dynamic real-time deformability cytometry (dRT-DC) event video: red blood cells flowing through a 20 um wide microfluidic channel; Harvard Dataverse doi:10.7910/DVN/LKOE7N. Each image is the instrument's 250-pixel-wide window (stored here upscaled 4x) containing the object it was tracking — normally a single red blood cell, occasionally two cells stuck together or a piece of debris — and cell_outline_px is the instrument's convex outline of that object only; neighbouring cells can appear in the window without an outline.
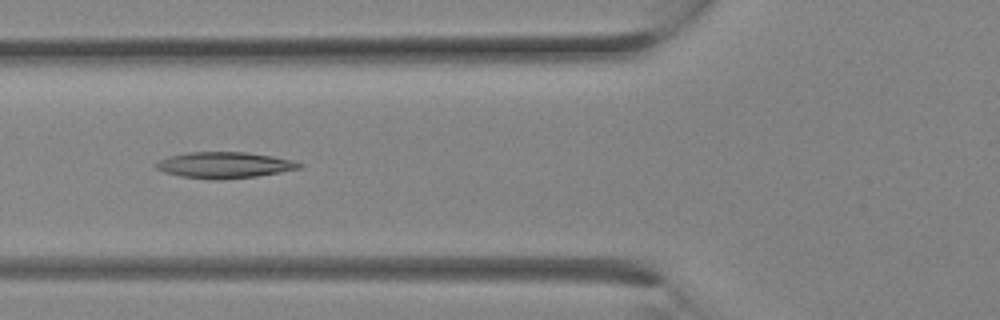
{"species": "Egyptian fruit bat (a non-hibernating species)", "species_latin": "Rousettus aegyptiacus", "temperature_condition": "room temperature", "stored_images_in_passage": 13, "camera_frame_rate_fps": 3000, "um_per_image_px": 0.085, "animal": {"sex": "female"}, "frame": {"image": 1, "passage_image": 10, "time_ms": 3.0, "image_size_px": [1000, 320], "cell_outline_px": [[304, 164], [300, 168], [280, 172], [256, 176], [220, 180], [212, 180], [180, 176], [164, 172], [156, 168], [152, 164], [168, 156], [188, 152], [248, 152], [272, 156], [292, 160]], "centroid_in_image_um": [19.04, 14.03], "position_along_channel_um": 106.8, "area_um2": 21.91}}
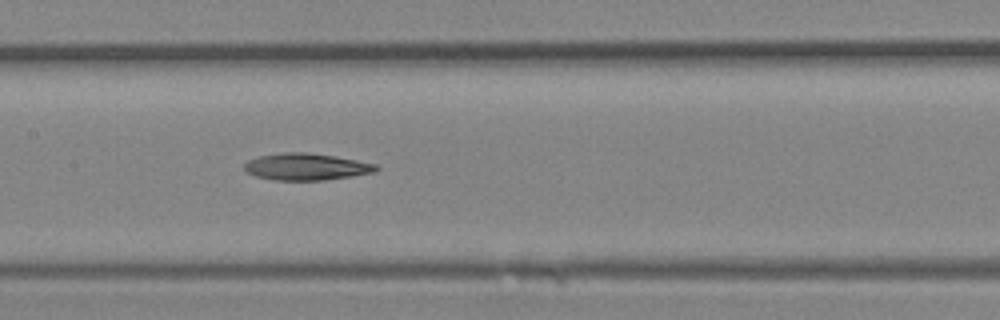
{"frame": {"image": 2, "passage_image": 13, "time_ms": 4.0, "image_size_px": [1000, 320], "cell_outline_px": [[380, 168], [376, 172], [352, 176], [324, 180], [272, 180], [256, 176], [244, 172], [244, 164], [248, 160], [260, 156], [280, 152], [308, 152], [356, 160], [376, 164]], "centroid_in_image_um": [26.01, 14.17], "position_along_channel_um": 181.4, "area_um2": 20.69}}